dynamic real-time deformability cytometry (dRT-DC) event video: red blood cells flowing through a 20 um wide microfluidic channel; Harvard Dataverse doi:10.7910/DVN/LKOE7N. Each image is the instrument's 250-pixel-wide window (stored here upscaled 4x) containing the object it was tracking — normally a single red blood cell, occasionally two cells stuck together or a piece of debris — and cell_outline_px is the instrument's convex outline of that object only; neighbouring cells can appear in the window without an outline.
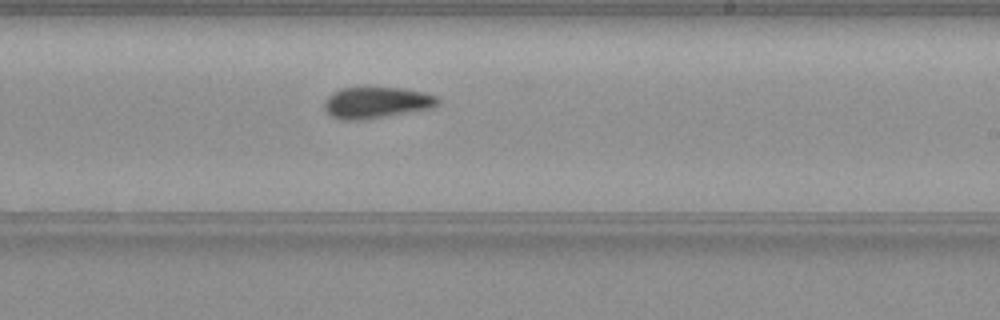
{"species": "common noctule bat (a hibernating species)", "species_latin": "Nyctalus noctula", "temperature_condition": "warm", "stored_images_in_passage": 40, "camera_frame_rate_fps": 3000, "um_per_image_px": 0.085, "animal": {"sex": "female", "body_mass_g": 19.3, "forearm_length_mm": 54.1}, "frame": {"image": 1, "passage_image": 23, "time_ms": 7.333, "image_size_px": [1000, 320], "cell_outline_px": [[440, 104], [432, 108], [356, 120], [340, 120], [332, 116], [324, 108], [324, 100], [332, 92], [340, 88], [404, 88], [424, 92], [436, 96], [440, 100]], "centroid_in_image_um": [31.99, 8.7], "position_along_channel_um": 257.0, "area_um2": 20.46}, "authors_computed_cell_mechanics": {"area_um2": 20.2011, "velocity_mm_per_s": 3.5327, "shape_relaxation_time_tau1_ms": 4.5119, "shape_relaxation_time_tau2_ms": 3.2159, "deformation_change_tau1": 0.1535, "deformation_change_tau2": 0.0736}}